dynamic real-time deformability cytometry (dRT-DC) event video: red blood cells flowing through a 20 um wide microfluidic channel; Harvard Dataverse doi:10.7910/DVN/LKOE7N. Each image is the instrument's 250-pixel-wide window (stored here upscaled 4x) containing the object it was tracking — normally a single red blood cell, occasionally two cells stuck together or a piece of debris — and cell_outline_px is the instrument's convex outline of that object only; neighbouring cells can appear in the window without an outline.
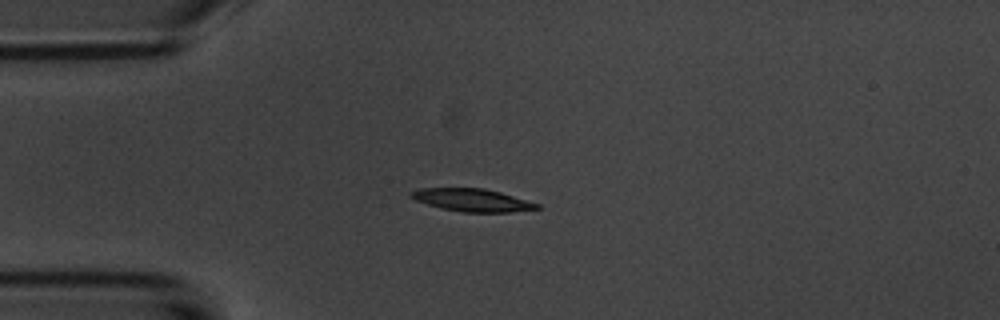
{"species": "common noctule bat (a hibernating species)", "species_latin": "Nyctalus noctula", "temperature_condition": "room temperature", "stored_images_in_passage": 5, "camera_frame_rate_fps": 3000, "um_per_image_px": 0.085, "animal": {"sex": "male", "body_mass_g": 20.1, "forearm_length_mm": 53.5}, "frame": {"image": 1, "passage_image": 3, "time_ms": 2.333, "image_size_px": [1000, 320], "cell_outline_px": [[540, 208], [512, 212], [460, 212], [440, 208], [416, 200], [408, 196], [412, 192], [420, 188], [484, 188], [500, 192], [540, 204]], "centroid_in_image_um": [40.14, 17.01], "position_along_channel_um": 44.9, "area_um2": 16.59}}
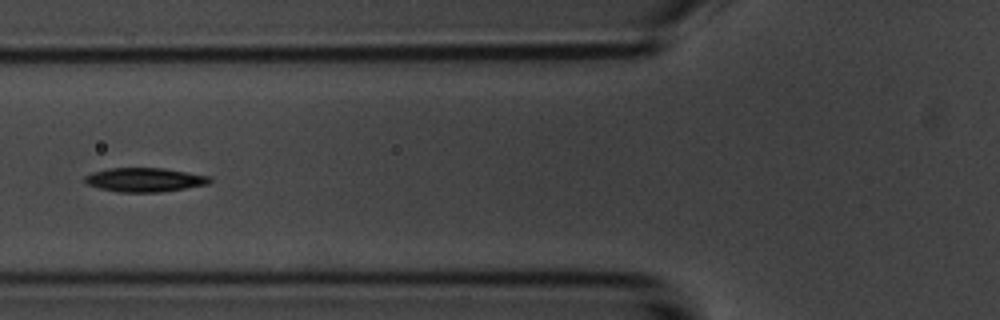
{"frame": {"image": 2, "passage_image": 5, "time_ms": 4.667, "image_size_px": [1000, 320], "cell_outline_px": [[212, 180], [208, 184], [160, 192], [120, 192], [100, 188], [88, 184], [84, 180], [84, 176], [92, 172], [108, 168], [164, 168], [208, 176]], "centroid_in_image_um": [12.27, 15.27], "position_along_channel_um": 113.5, "area_um2": 17.28}}